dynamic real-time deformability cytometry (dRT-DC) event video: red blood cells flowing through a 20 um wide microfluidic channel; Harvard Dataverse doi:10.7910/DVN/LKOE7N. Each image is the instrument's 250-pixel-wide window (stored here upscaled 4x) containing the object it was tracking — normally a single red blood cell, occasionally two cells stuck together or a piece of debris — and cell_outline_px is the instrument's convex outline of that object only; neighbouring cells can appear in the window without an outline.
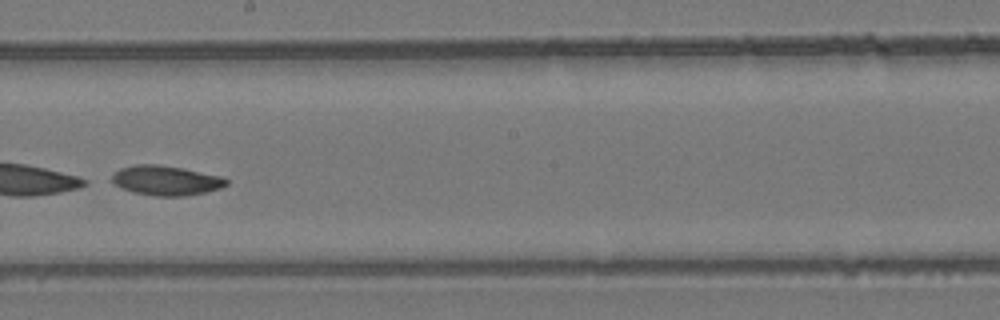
{"species": "common noctule bat (a hibernating species)", "species_latin": "Nyctalus noctula", "temperature_condition": "room temperature", "stored_images_in_passage": 37, "camera_frame_rate_fps": 3000, "um_per_image_px": 0.085, "animal": {"sex": "female", "body_mass_g": 24.6, "forearm_length_mm": 56.2}, "frame": {"image": 1, "passage_image": 16, "time_ms": 5.0, "image_size_px": [1000, 320], "cell_outline_px": [[228, 184], [220, 188], [188, 196], [156, 196], [132, 192], [116, 184], [112, 180], [112, 176], [120, 168], [132, 164], [156, 164], [184, 168], [220, 176], [228, 180]], "centroid_in_image_um": [14.12, 15.33], "position_along_channel_um": 234.1, "area_um2": 19.71}}
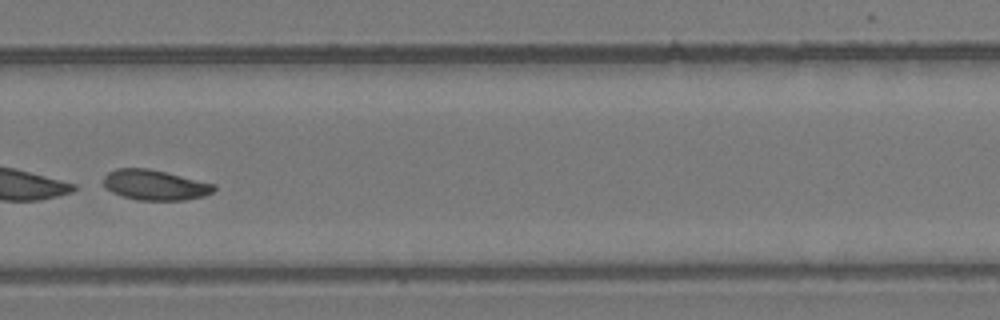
{"frame": {"image": 2, "passage_image": 22, "time_ms": 7.0, "image_size_px": [1000, 320], "cell_outline_px": [[216, 188], [212, 192], [204, 196], [184, 200], [136, 200], [112, 192], [104, 188], [104, 176], [108, 172], [116, 168], [148, 168], [216, 184]], "centroid_in_image_um": [13.16, 15.72], "position_along_channel_um": 316.6, "area_um2": 19.48}, "authors_computed_cell_mechanics": {"area_um2": 20.4612, "velocity_mm_per_s": 4.1481, "shape_relaxation_time_tau1_ms": 10.8017, "shape_relaxation_time_tau2_ms": null, "deformation_change_tau1": 0.1484, "deformation_change_tau2": null}}